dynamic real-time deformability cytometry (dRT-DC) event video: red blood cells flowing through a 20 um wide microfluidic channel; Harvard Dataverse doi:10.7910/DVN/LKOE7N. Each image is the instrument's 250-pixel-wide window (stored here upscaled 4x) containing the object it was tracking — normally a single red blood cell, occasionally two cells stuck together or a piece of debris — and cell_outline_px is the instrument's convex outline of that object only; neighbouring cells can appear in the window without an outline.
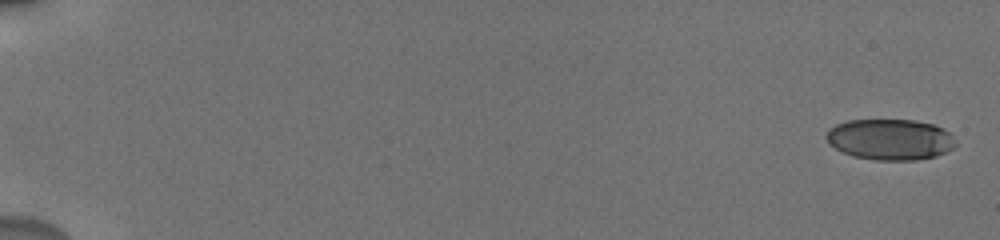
{"species": "human", "species_latin": "Homo sapiens", "temperature_condition": "cold", "stored_images_in_passage": 60, "camera_frame_rate_fps": 3000, "um_per_image_px": 0.085, "donor": {"sex": "male"}, "frame": {"image": 1, "passage_image": 1, "time_ms": 0.0, "image_size_px": [1000, 240], "cell_outline_px": [[956, 144], [952, 148], [936, 156], [916, 160], [876, 160], [852, 156], [828, 144], [824, 136], [828, 128], [836, 124], [848, 120], [916, 120], [932, 124], [944, 128], [952, 136]], "centroid_in_image_um": [75.62, 11.85], "position_along_channel_um": 9.4, "area_um2": 30.98}}
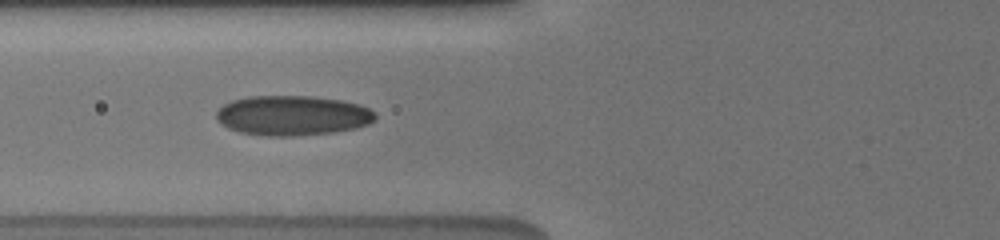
{"frame": {"image": 2, "passage_image": 24, "time_ms": 7.667, "image_size_px": [1000, 240], "cell_outline_px": [[376, 116], [368, 124], [356, 128], [332, 132], [292, 136], [268, 136], [240, 132], [228, 128], [220, 124], [216, 120], [216, 112], [224, 104], [232, 100], [248, 96], [312, 96], [340, 100], [356, 104], [368, 108], [376, 112]], "centroid_in_image_um": [24.82, 9.81], "position_along_channel_um": 101.0, "area_um2": 36.88}}
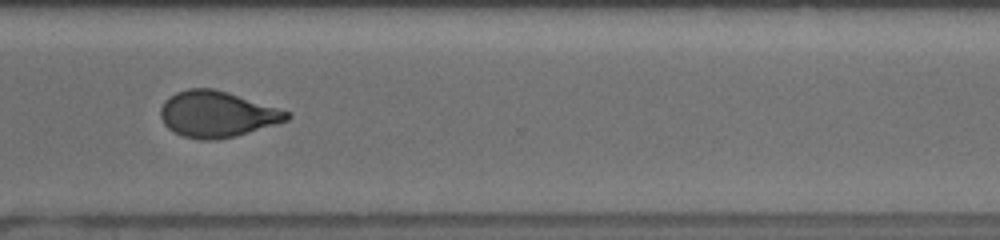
{"frame": {"image": 3, "passage_image": 45, "time_ms": 14.333, "image_size_px": [1000, 240], "cell_outline_px": [[292, 116], [288, 120], [276, 124], [236, 136], [216, 140], [200, 140], [184, 136], [172, 132], [164, 124], [160, 116], [160, 108], [164, 100], [176, 92], [188, 88], [212, 88], [228, 92], [292, 112]], "centroid_in_image_um": [18.44, 9.7], "position_along_channel_um": 352.2, "area_um2": 34.16}, "authors_computed_cell_mechanics": {"area_um2": 33.6107, "velocity_mm_per_s": 3.7679, "shape_relaxation_time_tau1_ms": 8.5939, "shape_relaxation_time_tau2_ms": 1.0924, "deformation_change_tau1": 0.2108, "deformation_change_tau2": 0.0675}}